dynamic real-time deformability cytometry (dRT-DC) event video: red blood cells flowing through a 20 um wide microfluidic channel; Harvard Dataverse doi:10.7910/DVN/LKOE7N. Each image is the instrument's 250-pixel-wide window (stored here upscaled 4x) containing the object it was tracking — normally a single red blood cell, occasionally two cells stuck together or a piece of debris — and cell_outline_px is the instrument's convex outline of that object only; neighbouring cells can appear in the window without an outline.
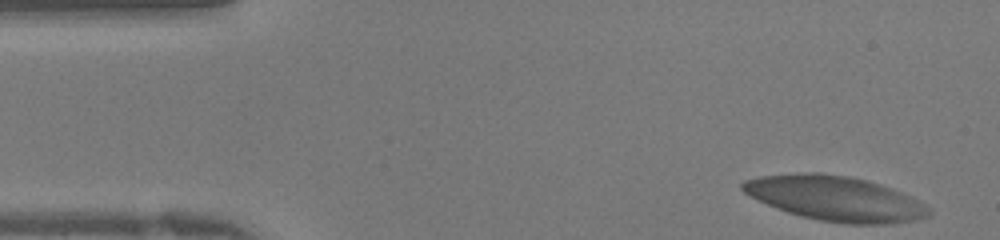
{"species": "human", "species_latin": "Homo sapiens", "temperature_condition": "warm", "stored_images_in_passage": 24, "camera_frame_rate_fps": 3000, "um_per_image_px": 0.085, "donor": {"sex": "female"}, "frame": {"image": 1, "passage_image": 1, "time_ms": 0.0, "image_size_px": [1000, 240], "cell_outline_px": [[932, 212], [928, 216], [916, 220], [892, 224], [848, 224], [820, 220], [800, 216], [776, 208], [744, 192], [740, 188], [740, 184], [744, 180], [760, 176], [804, 172], [820, 172], [848, 176], [880, 184], [892, 188], [932, 208]], "centroid_in_image_um": [71.01, 16.87], "position_along_channel_um": 14.0, "area_um2": 48.49}}
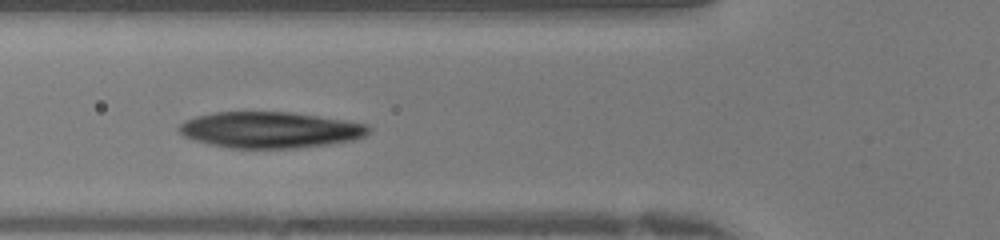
{"frame": {"image": 2, "passage_image": 14, "time_ms": 4.333, "image_size_px": [1000, 240], "cell_outline_px": [[372, 128], [364, 136], [352, 140], [328, 144], [296, 148], [232, 148], [212, 144], [196, 140], [184, 136], [176, 128], [184, 120], [196, 116], [212, 112], [292, 112], [348, 120], [368, 124]], "centroid_in_image_um": [22.97, 11.03], "position_along_channel_um": 102.8, "area_um2": 40.0}}
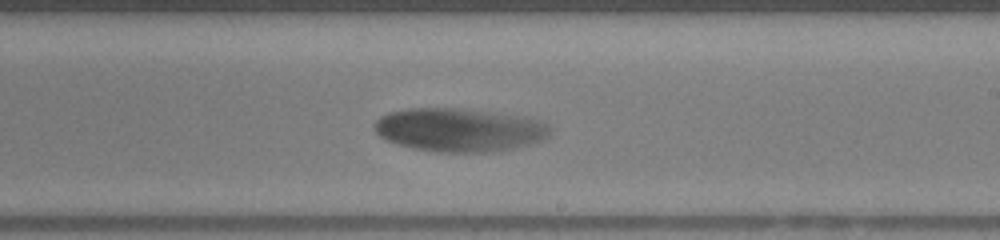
{"frame": {"image": 3, "passage_image": 24, "time_ms": 7.667, "image_size_px": [1000, 240], "cell_outline_px": [[548, 136], [544, 140], [512, 148], [488, 152], [436, 152], [412, 148], [388, 140], [380, 136], [372, 128], [372, 124], [380, 116], [388, 112], [408, 108], [464, 108], [528, 116], [540, 120], [548, 124]], "centroid_in_image_um": [39.03, 11.02], "position_along_channel_um": 250.0, "area_um2": 44.8}}